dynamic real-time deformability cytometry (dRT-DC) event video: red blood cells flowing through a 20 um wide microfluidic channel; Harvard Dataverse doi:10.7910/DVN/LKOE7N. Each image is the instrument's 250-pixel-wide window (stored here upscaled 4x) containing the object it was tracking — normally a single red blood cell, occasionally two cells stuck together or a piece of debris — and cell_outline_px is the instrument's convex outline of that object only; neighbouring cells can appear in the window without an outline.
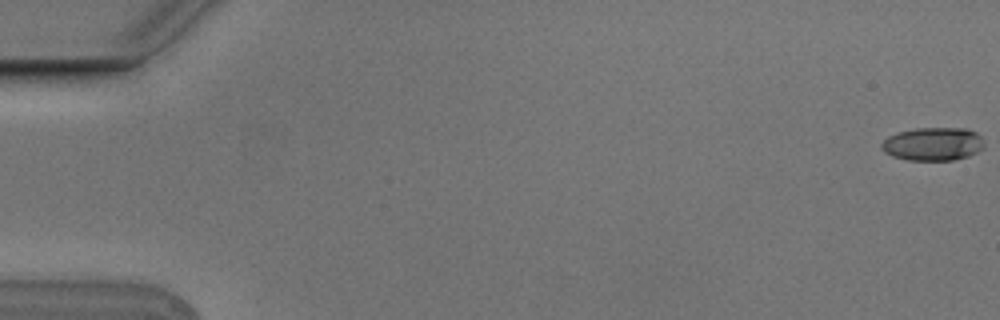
{"species": "Egyptian fruit bat (a non-hibernating species)", "species_latin": "Rousettus aegyptiacus", "temperature_condition": "cold", "stored_images_in_passage": 3, "camera_frame_rate_fps": 3000, "um_per_image_px": 0.085, "animal": {"sex": "male"}, "frame": {"image": 1, "passage_image": 1, "time_ms": 0.0, "image_size_px": [1000, 320], "cell_outline_px": [[984, 148], [968, 156], [952, 160], [908, 160], [892, 156], [884, 152], [880, 148], [880, 144], [888, 136], [900, 132], [916, 128], [968, 128], [976, 132], [980, 136], [984, 144]], "centroid_in_image_um": [79.3, 12.24], "position_along_channel_um": 5.7, "area_um2": 19.94}}